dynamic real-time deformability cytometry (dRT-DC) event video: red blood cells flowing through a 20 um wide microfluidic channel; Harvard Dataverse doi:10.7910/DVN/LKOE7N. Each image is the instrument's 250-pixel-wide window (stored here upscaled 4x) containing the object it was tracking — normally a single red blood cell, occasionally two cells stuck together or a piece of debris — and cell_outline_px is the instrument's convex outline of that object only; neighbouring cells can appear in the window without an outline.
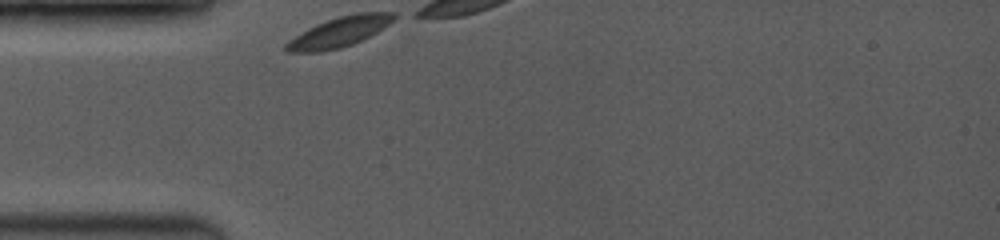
{"species": "common noctule bat (a hibernating species)", "species_latin": "Nyctalus noctula", "temperature_condition": "room temperature", "stored_images_in_passage": 4, "camera_frame_rate_fps": 3500, "um_per_image_px": 0.085, "animal": {"sex": "female", "body_mass_g": 19.0, "forearm_length_mm": 53.3}, "frame": {"image": 1, "passage_image": 1, "time_ms": 0.0, "image_size_px": [1000, 240], "cell_outline_px": [[400, 16], [376, 32], [352, 44], [340, 48], [324, 52], [284, 52], [284, 44], [288, 40], [308, 28], [316, 24], [340, 16], [356, 12], [396, 12]], "centroid_in_image_um": [28.83, 2.71], "position_along_channel_um": 56.2, "area_um2": 18.96}}